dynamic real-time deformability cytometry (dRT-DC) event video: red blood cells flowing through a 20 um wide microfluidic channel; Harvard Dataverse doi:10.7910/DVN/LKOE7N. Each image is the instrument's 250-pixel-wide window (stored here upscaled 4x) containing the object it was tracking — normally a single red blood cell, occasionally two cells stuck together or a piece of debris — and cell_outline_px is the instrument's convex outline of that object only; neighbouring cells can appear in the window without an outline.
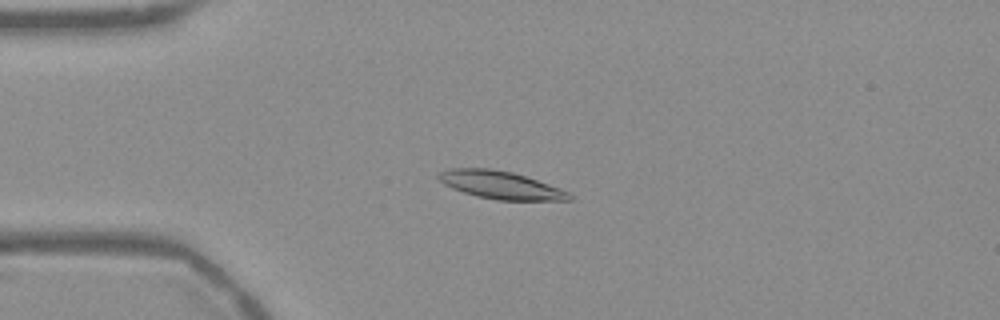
{"species": "Egyptian fruit bat (a non-hibernating species)", "species_latin": "Rousettus aegyptiacus", "temperature_condition": "warm", "stored_images_in_passage": 54, "camera_frame_rate_fps": 3000, "um_per_image_px": 0.085, "frame": {"image": 1, "passage_image": 13, "time_ms": 4.0, "image_size_px": [1000, 320], "cell_outline_px": [[572, 200], [496, 200], [476, 196], [452, 188], [444, 184], [436, 176], [440, 172], [448, 168], [492, 168], [512, 172], [572, 192]], "centroid_in_image_um": [42.55, 15.72], "position_along_channel_um": 42.4, "area_um2": 21.15}}
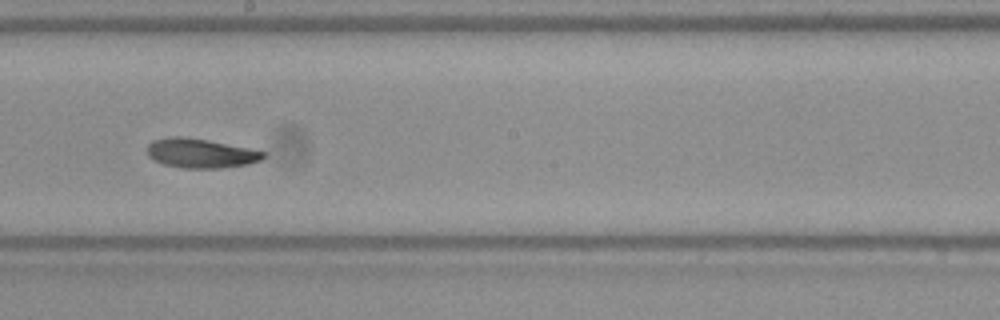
{"frame": {"image": 2, "passage_image": 30, "time_ms": 9.667, "image_size_px": [1000, 320], "cell_outline_px": [[268, 152], [260, 160], [248, 164], [220, 168], [180, 168], [164, 164], [152, 160], [148, 156], [148, 144], [152, 140], [172, 136], [184, 136], [208, 140]], "centroid_in_image_um": [17.03, 13.02], "position_along_channel_um": 231.2, "area_um2": 19.94}}
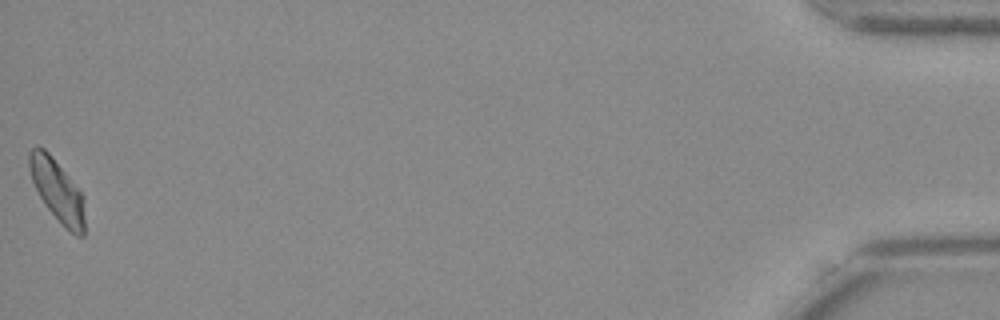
{"frame": {"image": 3, "passage_image": 54, "time_ms": 17.667, "image_size_px": [1000, 320], "cell_outline_px": [[84, 236], [76, 236], [48, 208], [40, 196], [32, 180], [28, 168], [28, 152], [36, 144], [44, 148], [52, 156], [84, 196]], "centroid_in_image_um": [4.85, 16.12], "position_along_channel_um": 430.4, "area_um2": 19.65}, "authors_computed_cell_mechanics": {"area_um2": 20.2589, "velocity_mm_per_s": 3.726, "shape_relaxation_time_tau1_ms": 3.5588, "shape_relaxation_time_tau2_ms": 4.5344, "deformation_change_tau1": 0.1389, "deformation_change_tau2": 0.1091}}